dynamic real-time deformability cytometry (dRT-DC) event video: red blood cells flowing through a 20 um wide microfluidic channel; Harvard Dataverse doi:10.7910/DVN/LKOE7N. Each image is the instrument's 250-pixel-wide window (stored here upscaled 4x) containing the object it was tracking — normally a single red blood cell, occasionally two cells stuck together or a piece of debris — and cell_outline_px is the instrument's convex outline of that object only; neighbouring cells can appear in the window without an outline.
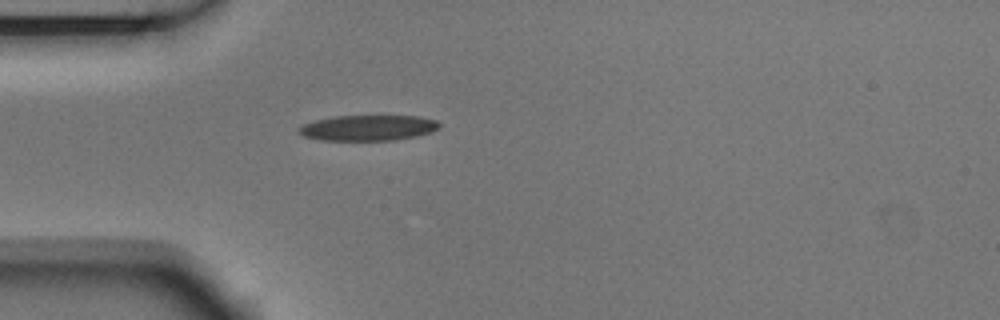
{"species": "Egyptian fruit bat (a non-hibernating species)", "species_latin": "Rousettus aegyptiacus", "temperature_condition": "room temperature", "stored_images_in_passage": 1, "camera_frame_rate_fps": 3000, "um_per_image_px": 0.085, "animal": {"sex": "male"}, "frame": {"image": 1, "passage_image": 1, "time_ms": 0.0, "image_size_px": [1000, 320], "cell_outline_px": [[440, 128], [432, 132], [416, 136], [392, 140], [324, 140], [304, 136], [296, 132], [296, 128], [304, 124], [316, 120], [336, 116], [420, 116], [436, 120], [440, 124]], "centroid_in_image_um": [31.3, 10.86], "position_along_channel_um": 53.7, "area_um2": 20.92}}